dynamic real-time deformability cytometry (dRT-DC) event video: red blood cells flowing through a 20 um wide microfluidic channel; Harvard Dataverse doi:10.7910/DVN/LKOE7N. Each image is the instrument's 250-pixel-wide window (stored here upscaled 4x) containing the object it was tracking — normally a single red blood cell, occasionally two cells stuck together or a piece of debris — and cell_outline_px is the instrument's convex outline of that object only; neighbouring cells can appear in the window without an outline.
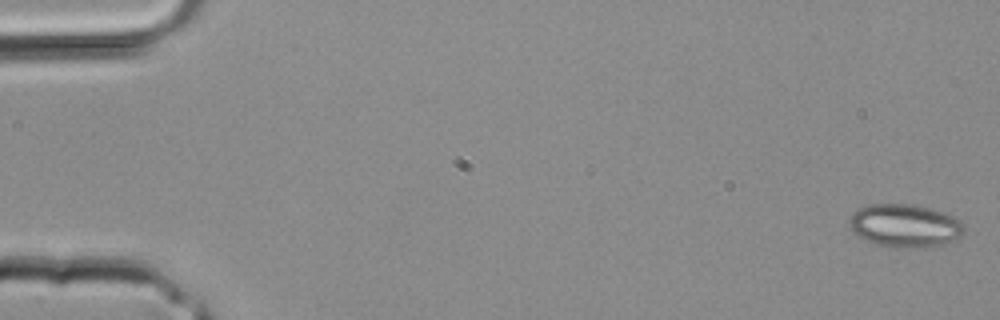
{"species": "common noctule bat (a hibernating species)", "species_latin": "Nyctalus noctula", "temperature_condition": "room temperature", "stored_images_in_passage": 4, "camera_frame_rate_fps": 3000, "um_per_image_px": 0.085, "animal": {"sex": "male", "body_mass_g": 20.4}, "frame": {"image": 1, "passage_image": 1, "time_ms": 0.0, "image_size_px": [1000, 320], "cell_outline_px": [[964, 232], [960, 236], [944, 244], [908, 248], [896, 248], [876, 244], [864, 240], [848, 224], [848, 220], [852, 212], [868, 204], [916, 204], [932, 208], [952, 216], [960, 220], [964, 224]], "centroid_in_image_um": [76.91, 19.17], "position_along_channel_um": 8.1, "area_um2": 28.84}}
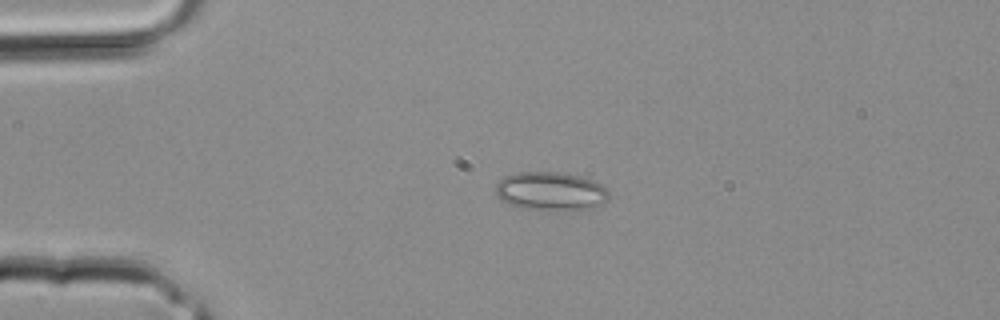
{"frame": {"image": 2, "passage_image": 3, "time_ms": 0.667, "image_size_px": [1000, 320], "cell_outline_px": [[608, 200], [592, 208], [556, 212], [544, 212], [516, 208], [504, 200], [496, 192], [496, 184], [504, 176], [516, 172], [556, 172], [580, 176], [592, 180], [600, 184], [608, 192]], "centroid_in_image_um": [46.79, 16.29], "position_along_channel_um": 38.2, "area_um2": 25.89}}
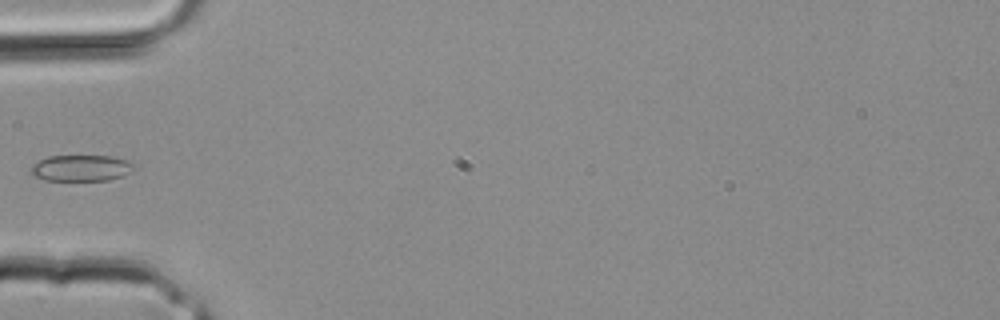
{"frame": {"image": 3, "passage_image": 4, "time_ms": 1.0, "image_size_px": [1000, 320], "cell_outline_px": [[136, 168], [124, 176], [112, 180], [44, 180], [32, 176], [28, 172], [32, 164], [48, 156], [116, 156], [128, 160]], "centroid_in_image_um": [6.89, 14.29], "position_along_channel_um": 78.1, "area_um2": 16.07}}